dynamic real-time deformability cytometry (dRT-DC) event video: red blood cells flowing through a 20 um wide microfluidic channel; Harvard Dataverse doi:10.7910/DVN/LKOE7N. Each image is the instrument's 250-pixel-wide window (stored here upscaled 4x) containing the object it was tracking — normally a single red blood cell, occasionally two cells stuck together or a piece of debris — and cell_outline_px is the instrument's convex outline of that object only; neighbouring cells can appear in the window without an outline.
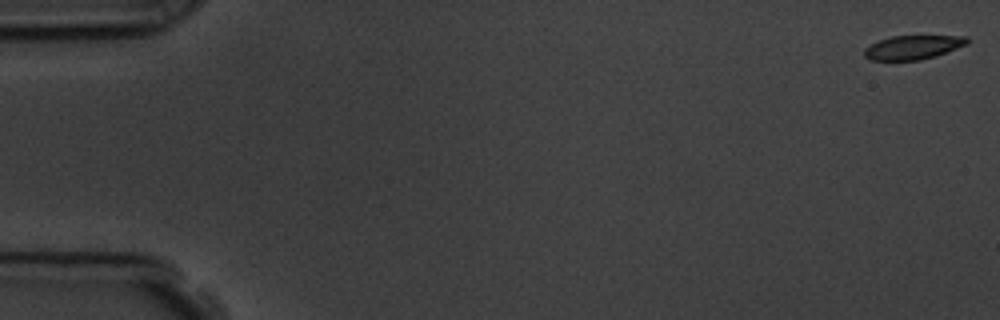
{"species": "common noctule bat (a hibernating species)", "species_latin": "Nyctalus noctula", "temperature_condition": "room temperature", "stored_images_in_passage": 12, "camera_frame_rate_fps": 3000, "um_per_image_px": 0.085, "animal": {"sex": "male", "body_mass_g": 19.5, "forearm_length_mm": 54.6}, "frame": {"image": 1, "passage_image": 1, "time_ms": 0.0, "image_size_px": [1000, 320], "cell_outline_px": [[968, 44], [936, 56], [920, 60], [872, 60], [864, 56], [864, 48], [880, 40], [892, 36], [968, 36]], "centroid_in_image_um": [77.62, 4.02], "position_along_channel_um": 7.4, "area_um2": 14.28}}